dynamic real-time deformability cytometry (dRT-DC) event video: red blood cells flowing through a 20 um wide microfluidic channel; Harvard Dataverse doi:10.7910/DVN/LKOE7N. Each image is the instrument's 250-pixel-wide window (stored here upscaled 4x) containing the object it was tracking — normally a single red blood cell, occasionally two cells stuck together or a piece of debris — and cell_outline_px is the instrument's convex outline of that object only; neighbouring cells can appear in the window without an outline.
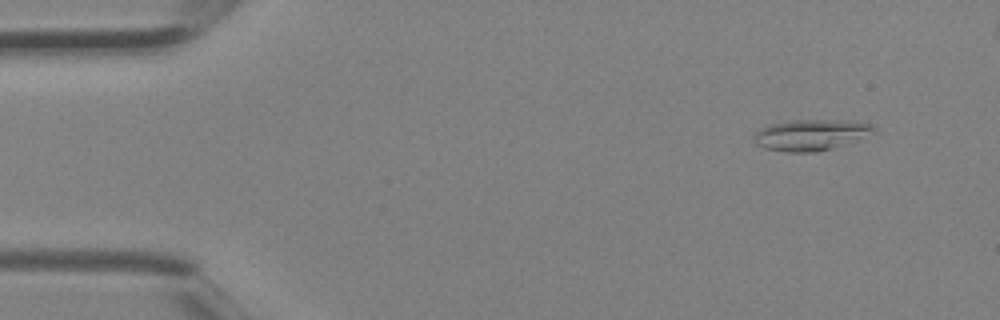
{"species": "Egyptian fruit bat (a non-hibernating species)", "species_latin": "Rousettus aegyptiacus", "temperature_condition": "room temperature", "stored_images_in_passage": 4, "camera_frame_rate_fps": 3000, "um_per_image_px": 0.085, "animal": {"sex": "female"}, "frame": {"image": 1, "passage_image": 4, "time_ms": 1.0, "image_size_px": [1000, 320], "cell_outline_px": [[876, 132], [860, 140], [832, 148], [816, 152], [784, 152], [764, 148], [756, 144], [752, 140], [752, 136], [760, 128], [768, 124], [788, 120], [844, 120], [872, 124], [876, 128]], "centroid_in_image_um": [68.92, 11.46], "position_along_channel_um": 16.1, "area_um2": 22.14}}